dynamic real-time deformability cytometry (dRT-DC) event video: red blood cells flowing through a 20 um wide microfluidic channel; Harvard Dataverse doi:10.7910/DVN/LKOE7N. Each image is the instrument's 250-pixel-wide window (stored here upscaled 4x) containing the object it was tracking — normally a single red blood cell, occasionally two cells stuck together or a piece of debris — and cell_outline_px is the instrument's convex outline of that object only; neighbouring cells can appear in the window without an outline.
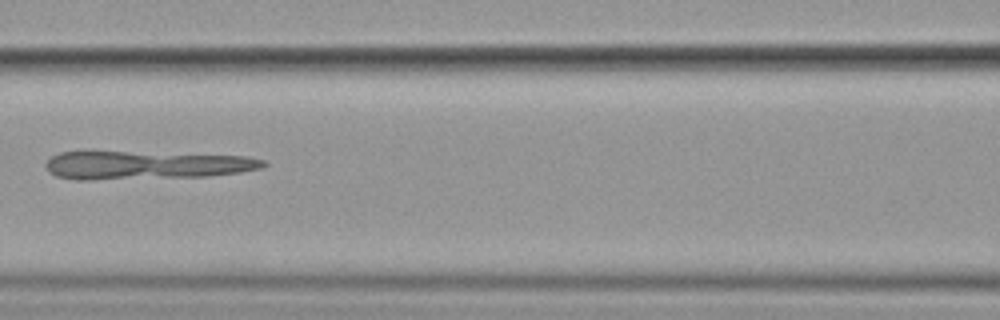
{"species": "common noctule bat (a hibernating species)", "species_latin": "Nyctalus noctula", "temperature_condition": "cold", "stored_images_in_passage": 8, "camera_frame_rate_fps": 3000, "um_per_image_px": 0.085, "animal": {"sex": "female", "body_mass_g": 19.9}, "frame": {"image": 1, "passage_image": 8, "time_ms": 9.333, "image_size_px": [1000, 320], "cell_outline_px": [[268, 164], [260, 168], [240, 172], [204, 176], [92, 180], [76, 180], [56, 176], [48, 172], [44, 164], [52, 156], [60, 152], [124, 152], [244, 156], [264, 160]], "centroid_in_image_um": [12.34, 14.05], "position_along_channel_um": 154.3, "area_um2": 35.43}}